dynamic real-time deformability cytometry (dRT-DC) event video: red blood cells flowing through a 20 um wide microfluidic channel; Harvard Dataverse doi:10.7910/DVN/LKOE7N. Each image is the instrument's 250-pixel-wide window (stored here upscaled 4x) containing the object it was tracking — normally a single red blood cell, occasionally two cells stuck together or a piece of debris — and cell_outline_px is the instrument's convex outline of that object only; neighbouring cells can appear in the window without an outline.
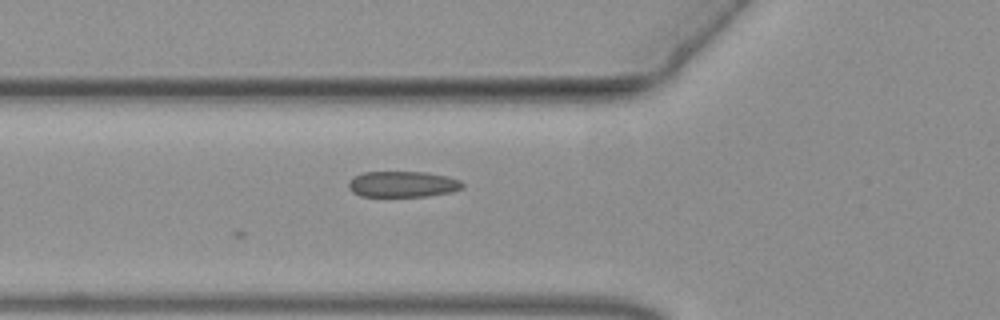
{"species": "common noctule bat (a hibernating species)", "species_latin": "Nyctalus noctula", "temperature_condition": "warm", "stored_images_in_passage": 32, "camera_frame_rate_fps": 3000, "um_per_image_px": 0.085, "animal": {"sex": "female", "body_mass_g": 19.3, "forearm_length_mm": 54.1}, "frame": {"image": 1, "passage_image": 2, "time_ms": 0.333, "image_size_px": [1000, 320], "cell_outline_px": [[464, 188], [452, 192], [428, 196], [360, 196], [352, 192], [348, 188], [348, 180], [364, 172], [428, 172], [448, 176], [460, 180], [464, 184]], "centroid_in_image_um": [34.25, 15.65], "position_along_channel_um": 91.5, "area_um2": 17.4}}
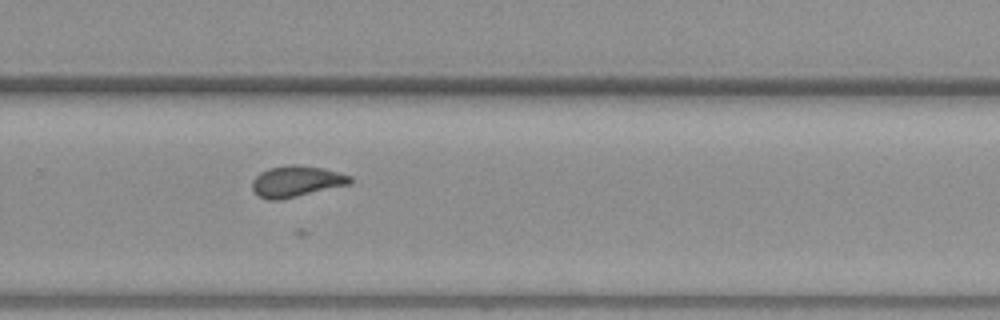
{"frame": {"image": 2, "passage_image": 19, "time_ms": 6.0, "image_size_px": [1000, 320], "cell_outline_px": [[352, 180], [348, 184], [280, 200], [268, 200], [260, 196], [252, 188], [252, 180], [260, 172], [268, 168], [288, 164], [296, 164], [320, 168], [352, 176]], "centroid_in_image_um": [25.14, 15.4], "position_along_channel_um": 304.7, "area_um2": 17.46}}
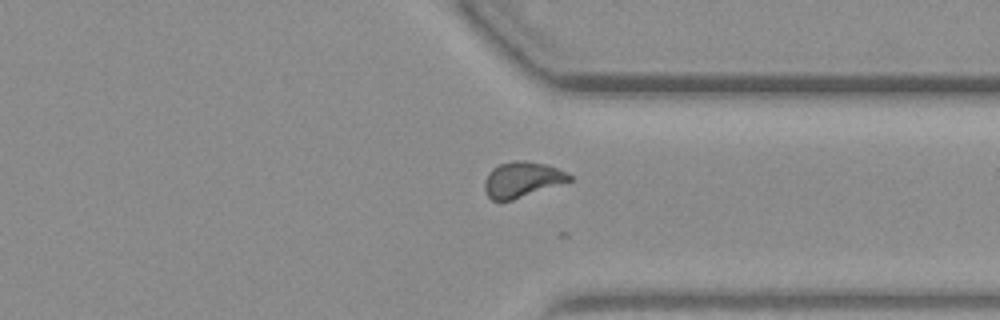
{"frame": {"image": 3, "passage_image": 24, "time_ms": 7.667, "image_size_px": [1000, 320], "cell_outline_px": [[572, 180], [512, 200], [492, 200], [488, 196], [484, 188], [484, 180], [488, 172], [492, 168], [500, 164], [516, 160], [524, 160], [548, 164], [568, 172], [572, 176]], "centroid_in_image_um": [44.38, 15.24], "position_along_channel_um": 367.0, "area_um2": 17.57}}